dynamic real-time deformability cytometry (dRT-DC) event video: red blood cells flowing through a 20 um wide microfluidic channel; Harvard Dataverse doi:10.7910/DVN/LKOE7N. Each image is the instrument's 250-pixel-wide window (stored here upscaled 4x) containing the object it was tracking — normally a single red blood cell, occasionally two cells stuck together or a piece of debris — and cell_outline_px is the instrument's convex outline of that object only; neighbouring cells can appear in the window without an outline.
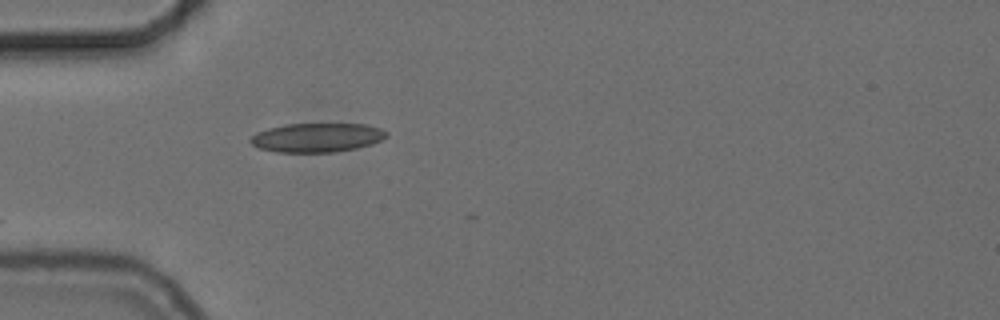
{"species": "common noctule bat (a hibernating species)", "species_latin": "Nyctalus noctula", "temperature_condition": "cold", "stored_images_in_passage": 2, "camera_frame_rate_fps": 3000, "um_per_image_px": 0.085, "animal": {"sex": "female", "body_mass_g": 24.6, "forearm_length_mm": 56.2}, "frame": {"image": 1, "passage_image": 1, "time_ms": 0.0, "image_size_px": [1000, 320], "cell_outline_px": [[388, 136], [372, 144], [356, 148], [332, 152], [276, 152], [260, 148], [252, 144], [248, 140], [256, 132], [268, 128], [284, 124], [364, 124], [380, 128], [388, 132]], "centroid_in_image_um": [26.93, 11.69], "position_along_channel_um": 58.1, "area_um2": 23.0}}